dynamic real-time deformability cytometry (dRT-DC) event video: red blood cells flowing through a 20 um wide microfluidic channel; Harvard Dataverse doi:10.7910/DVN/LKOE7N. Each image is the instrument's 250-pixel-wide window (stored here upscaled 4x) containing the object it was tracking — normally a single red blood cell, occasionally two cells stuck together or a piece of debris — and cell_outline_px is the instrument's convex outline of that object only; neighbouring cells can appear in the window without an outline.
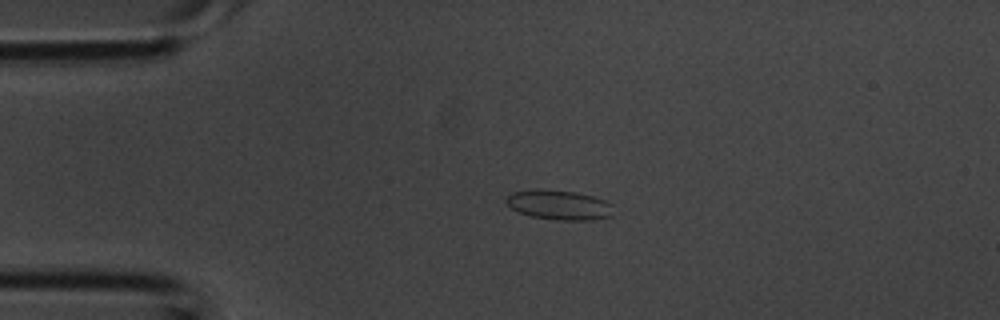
{"species": "common noctule bat (a hibernating species)", "species_latin": "Nyctalus noctula", "temperature_condition": "room temperature", "stored_images_in_passage": 37, "camera_frame_rate_fps": 3000, "um_per_image_px": 0.085, "animal": {"sex": "male", "body_mass_g": 20.1, "forearm_length_mm": 53.5}, "frame": {"image": 1, "passage_image": 7, "time_ms": 2.0, "image_size_px": [1000, 320], "cell_outline_px": [[612, 216], [596, 220], [556, 220], [528, 216], [512, 208], [504, 200], [512, 192], [576, 192], [592, 196], [604, 200], [612, 204]], "centroid_in_image_um": [47.6, 17.48], "position_along_channel_um": 37.4, "area_um2": 17.8}}
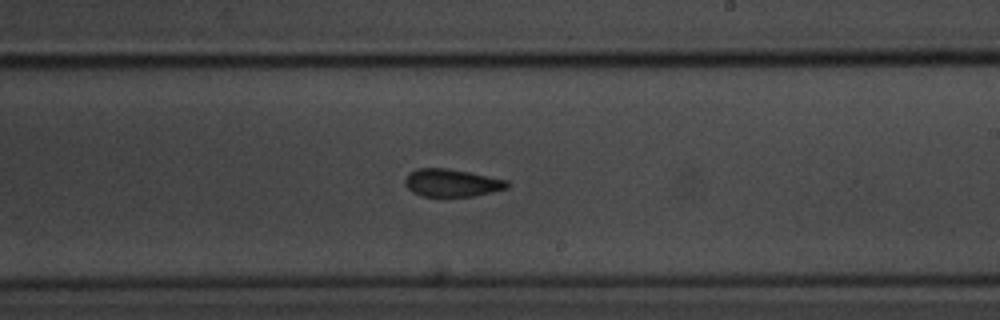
{"frame": {"image": 2, "passage_image": 21, "time_ms": 6.667, "image_size_px": [1000, 320], "cell_outline_px": [[508, 188], [492, 192], [472, 196], [420, 196], [412, 192], [404, 184], [404, 180], [408, 172], [416, 168], [444, 168], [468, 172], [508, 180]], "centroid_in_image_um": [38.35, 15.54], "position_along_channel_um": 250.6, "area_um2": 16.47}}
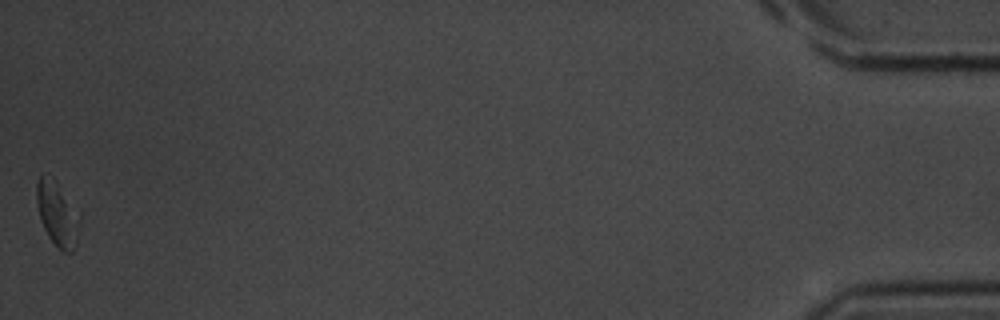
{"frame": {"image": 3, "passage_image": 37, "time_ms": 12.0, "image_size_px": [1000, 320], "cell_outline_px": [[80, 224], [76, 240], [72, 252], [64, 252], [48, 236], [40, 220], [36, 204], [36, 184], [40, 176], [56, 180], [80, 208]], "centroid_in_image_um": [4.91, 18.14], "position_along_channel_um": 430.3, "area_um2": 16.47}}